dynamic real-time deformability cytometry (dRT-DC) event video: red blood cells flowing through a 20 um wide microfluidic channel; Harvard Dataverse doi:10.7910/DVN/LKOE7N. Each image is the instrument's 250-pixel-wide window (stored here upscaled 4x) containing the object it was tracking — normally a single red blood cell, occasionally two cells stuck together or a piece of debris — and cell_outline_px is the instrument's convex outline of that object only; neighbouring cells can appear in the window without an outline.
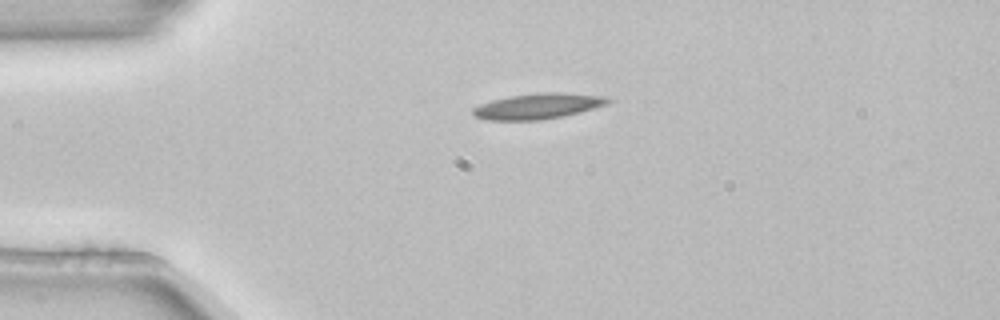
{"species": "common noctule bat (a hibernating species)", "species_latin": "Nyctalus noctula", "temperature_condition": "room temperature", "stored_images_in_passage": 2, "camera_frame_rate_fps": 3000, "um_per_image_px": 0.085, "animal": {"sex": "female", "body_mass_g": 22.7, "forearm_length_mm": 54.2}, "frame": {"image": 1, "passage_image": 1, "time_ms": 0.0, "image_size_px": [1000, 320], "cell_outline_px": [[612, 100], [608, 104], [580, 112], [564, 116], [540, 120], [488, 120], [476, 116], [472, 112], [472, 108], [480, 104], [492, 100], [512, 96], [544, 92], [556, 92], [608, 96]], "centroid_in_image_um": [45.77, 9.02], "position_along_channel_um": 39.2, "area_um2": 20.06}}
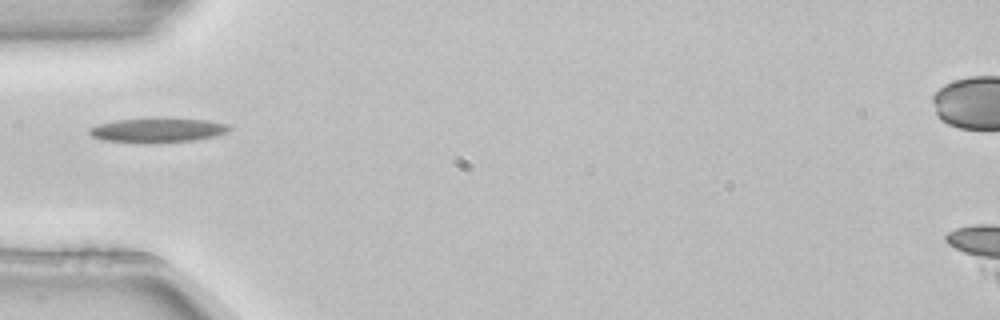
{"frame": {"image": 2, "passage_image": 2, "time_ms": 0.333, "image_size_px": [1000, 320], "cell_outline_px": [[232, 128], [228, 132], [216, 136], [192, 140], [104, 140], [92, 136], [88, 132], [88, 128], [100, 124], [116, 120], [156, 116], [208, 120], [228, 124]], "centroid_in_image_um": [13.47, 10.98], "position_along_channel_um": 71.5, "area_um2": 19.42}}